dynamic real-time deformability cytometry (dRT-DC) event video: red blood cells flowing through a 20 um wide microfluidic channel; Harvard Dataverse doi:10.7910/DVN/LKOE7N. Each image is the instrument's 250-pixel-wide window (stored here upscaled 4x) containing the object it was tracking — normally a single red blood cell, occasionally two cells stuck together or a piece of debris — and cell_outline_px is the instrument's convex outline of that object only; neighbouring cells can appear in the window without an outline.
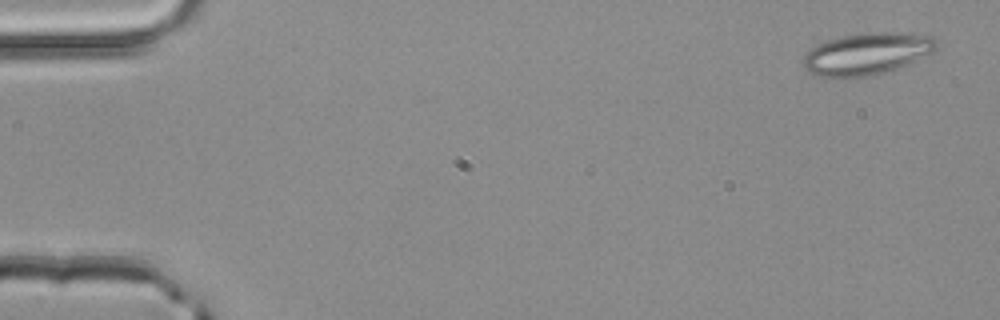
{"species": "common noctule bat (a hibernating species)", "species_latin": "Nyctalus noctula", "temperature_condition": "room temperature", "stored_images_in_passage": 2, "camera_frame_rate_fps": 3000, "um_per_image_px": 0.085, "animal": {"sex": "male", "body_mass_g": 20.4}, "frame": {"image": 1, "passage_image": 2, "time_ms": 0.333, "image_size_px": [1000, 320], "cell_outline_px": [[940, 40], [936, 48], [932, 52], [896, 68], [872, 76], [820, 76], [804, 68], [800, 60], [812, 48], [828, 40], [840, 36], [868, 32], [928, 32]], "centroid_in_image_um": [73.77, 4.52], "position_along_channel_um": 11.2, "area_um2": 32.6}}